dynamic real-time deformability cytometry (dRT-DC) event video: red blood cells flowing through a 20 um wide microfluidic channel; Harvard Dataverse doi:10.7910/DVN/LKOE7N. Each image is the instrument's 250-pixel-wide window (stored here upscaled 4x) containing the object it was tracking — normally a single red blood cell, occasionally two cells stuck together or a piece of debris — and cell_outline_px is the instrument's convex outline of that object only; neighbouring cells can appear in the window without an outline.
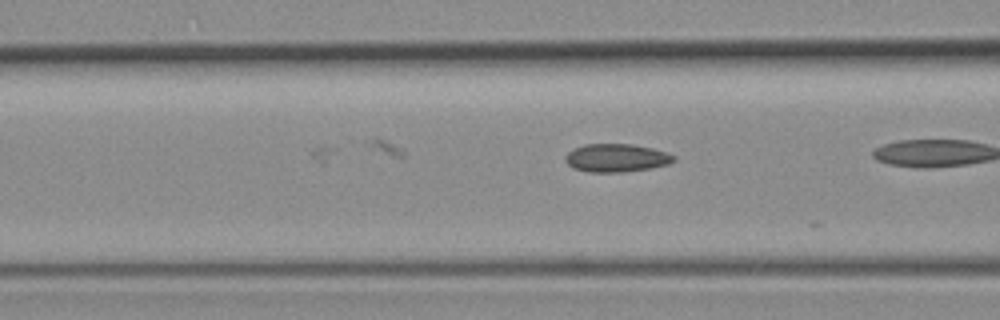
{"species": "common noctule bat (a hibernating species)", "species_latin": "Nyctalus noctula", "temperature_condition": "room temperature", "stored_images_in_passage": 6, "camera_frame_rate_fps": 3000, "um_per_image_px": 0.085, "animal": {"sex": "female", "body_mass_g": 19.3, "forearm_length_mm": 54.1}, "frame": {"image": 1, "passage_image": 3, "time_ms": 0.667, "image_size_px": [1000, 320], "cell_outline_px": [[676, 160], [668, 164], [652, 168], [624, 172], [588, 172], [572, 168], [564, 160], [564, 156], [568, 152], [584, 144], [632, 144], [652, 148], [668, 152], [676, 156]], "centroid_in_image_um": [52.41, 13.43], "position_along_channel_um": 114.2, "area_um2": 17.98}}
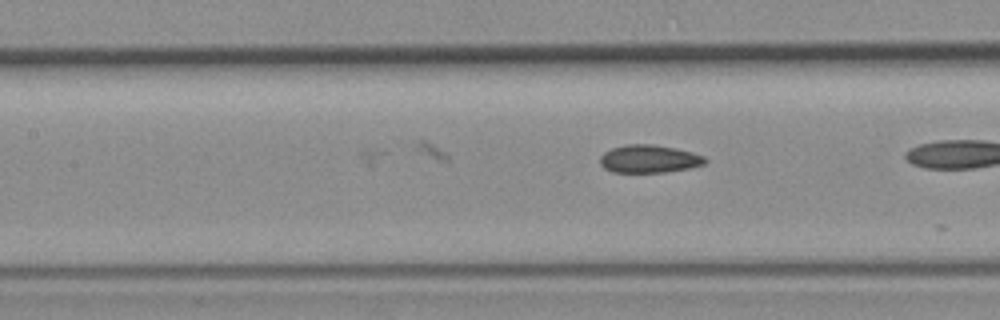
{"frame": {"image": 2, "passage_image": 6, "time_ms": 1.667, "image_size_px": [1000, 320], "cell_outline_px": [[708, 160], [704, 164], [688, 168], [664, 172], [612, 172], [604, 168], [600, 164], [600, 156], [604, 152], [612, 148], [624, 144], [652, 144], [676, 148], [692, 152], [704, 156]], "centroid_in_image_um": [55.16, 13.5], "position_along_channel_um": 152.2, "area_um2": 17.11}}